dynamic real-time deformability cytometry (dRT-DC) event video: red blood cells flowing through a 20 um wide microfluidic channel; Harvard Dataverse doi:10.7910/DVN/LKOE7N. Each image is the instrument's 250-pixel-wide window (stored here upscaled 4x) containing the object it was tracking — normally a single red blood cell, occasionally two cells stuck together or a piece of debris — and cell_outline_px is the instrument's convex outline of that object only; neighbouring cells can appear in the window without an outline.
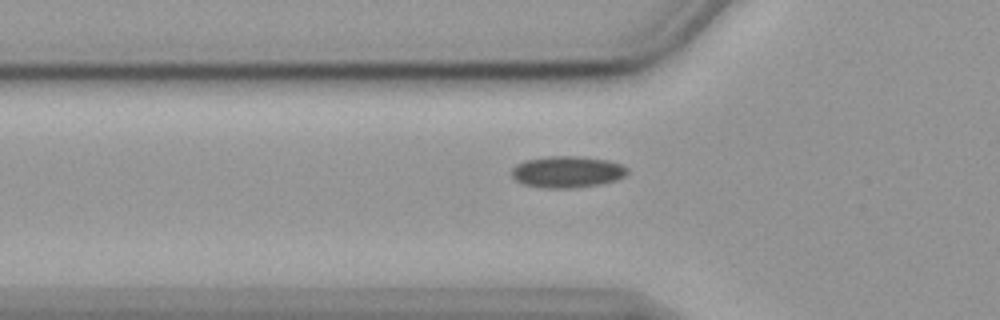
{"species": "common noctule bat (a hibernating species)", "species_latin": "Nyctalus noctula", "temperature_condition": "cold", "stored_images_in_passage": 38, "camera_frame_rate_fps": 3000, "um_per_image_px": 0.085, "animal": {"sex": "female", "body_mass_g": 19.9}, "frame": {"image": 1, "passage_image": 2, "time_ms": 0.333, "image_size_px": [1000, 320], "cell_outline_px": [[628, 172], [624, 176], [616, 180], [600, 184], [576, 188], [544, 188], [524, 184], [516, 180], [512, 176], [512, 168], [516, 164], [524, 160], [544, 156], [580, 156], [608, 160], [620, 164], [628, 168]], "centroid_in_image_um": [48.2, 14.6], "position_along_channel_um": 77.6, "area_um2": 21.44}}
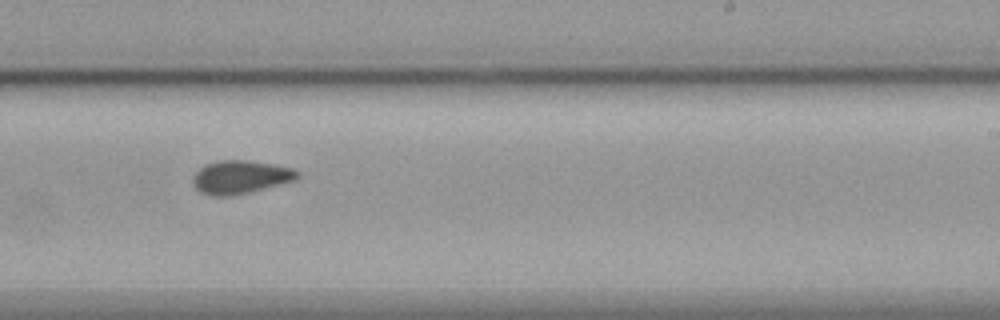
{"frame": {"image": 2, "passage_image": 18, "time_ms": 5.667, "image_size_px": [1000, 320], "cell_outline_px": [[300, 176], [296, 180], [248, 192], [228, 196], [212, 196], [200, 192], [196, 188], [192, 180], [192, 176], [204, 164], [216, 160], [248, 160], [272, 164], [292, 168], [300, 172]], "centroid_in_image_um": [20.42, 15.04], "position_along_channel_um": 268.6, "area_um2": 20.29}}
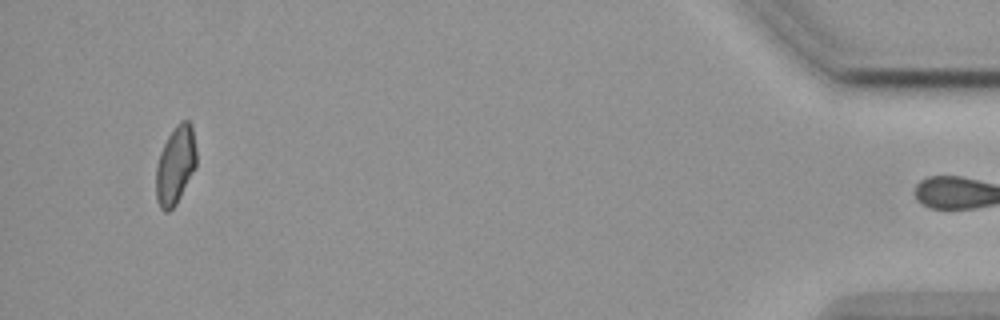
{"frame": {"image": 3, "passage_image": 37, "time_ms": 12.0, "image_size_px": [1000, 320], "cell_outline_px": [[196, 164], [176, 204], [168, 212], [164, 212], [160, 208], [156, 200], [156, 168], [160, 152], [168, 136], [176, 124], [180, 120], [188, 120], [192, 124], [196, 148]], "centroid_in_image_um": [14.9, 14.02], "position_along_channel_um": 420.3, "area_um2": 18.32}, "authors_computed_cell_mechanics": {"area_um2": 19.6809, "velocity_mm_per_s": 3.5851, "shape_relaxation_time_tau1_ms": null, "shape_relaxation_time_tau2_ms": 2.7039, "deformation_change_tau1": null, "deformation_change_tau2": 0.0729}}